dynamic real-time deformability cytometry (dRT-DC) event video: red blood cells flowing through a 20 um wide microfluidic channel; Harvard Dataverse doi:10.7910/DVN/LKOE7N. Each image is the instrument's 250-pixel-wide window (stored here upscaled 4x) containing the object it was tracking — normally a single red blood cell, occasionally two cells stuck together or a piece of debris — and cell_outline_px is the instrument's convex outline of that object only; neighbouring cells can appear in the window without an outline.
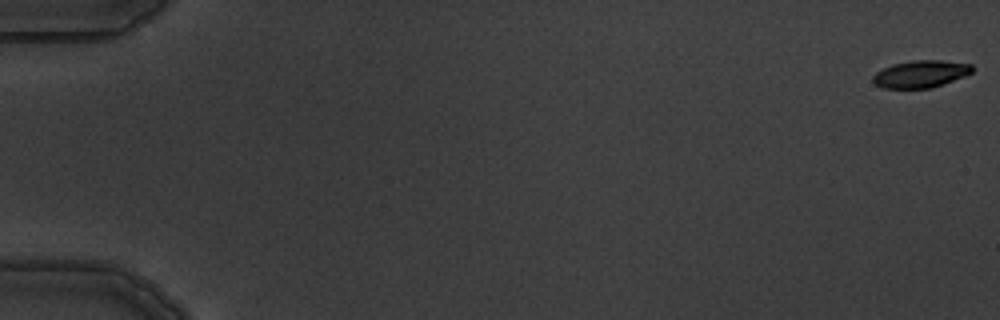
{"species": "common noctule bat (a hibernating species)", "species_latin": "Nyctalus noctula", "temperature_condition": "warm", "stored_images_in_passage": 7, "segment_of_instrument_passage": [1, 2], "camera_frame_rate_fps": 3000, "um_per_image_px": 0.085, "animal": {"sex": "male", "body_mass_g": 19.5, "forearm_length_mm": 54.6}, "frame": {"image": 1, "passage_image": 1, "time_ms": 0.0, "image_size_px": [1000, 320], "cell_outline_px": [[972, 72], [964, 76], [944, 84], [932, 88], [884, 88], [876, 84], [872, 80], [872, 76], [876, 72], [892, 64], [912, 60], [940, 60], [972, 64]], "centroid_in_image_um": [78.25, 6.28], "position_along_channel_um": 6.7, "area_um2": 15.72}}
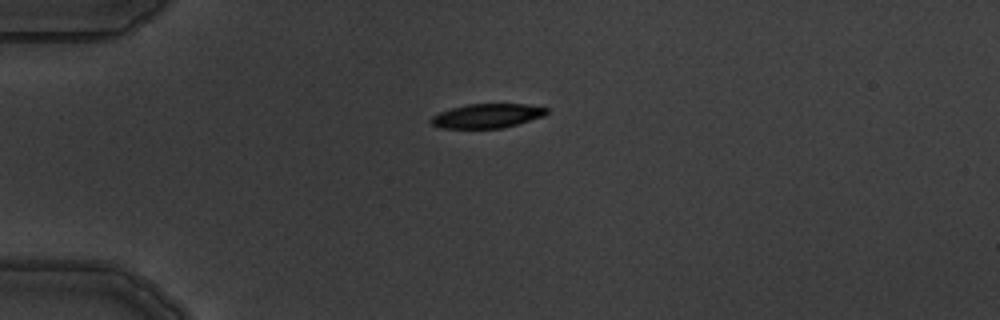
{"frame": {"image": 2, "passage_image": 5, "time_ms": 4.667, "image_size_px": [1000, 320], "cell_outline_px": [[548, 112], [544, 116], [516, 124], [500, 128], [440, 128], [432, 124], [428, 120], [432, 116], [440, 112], [452, 108], [468, 104], [524, 104], [548, 108]], "centroid_in_image_um": [41.38, 9.85], "position_along_channel_um": 43.6, "area_um2": 16.18}}